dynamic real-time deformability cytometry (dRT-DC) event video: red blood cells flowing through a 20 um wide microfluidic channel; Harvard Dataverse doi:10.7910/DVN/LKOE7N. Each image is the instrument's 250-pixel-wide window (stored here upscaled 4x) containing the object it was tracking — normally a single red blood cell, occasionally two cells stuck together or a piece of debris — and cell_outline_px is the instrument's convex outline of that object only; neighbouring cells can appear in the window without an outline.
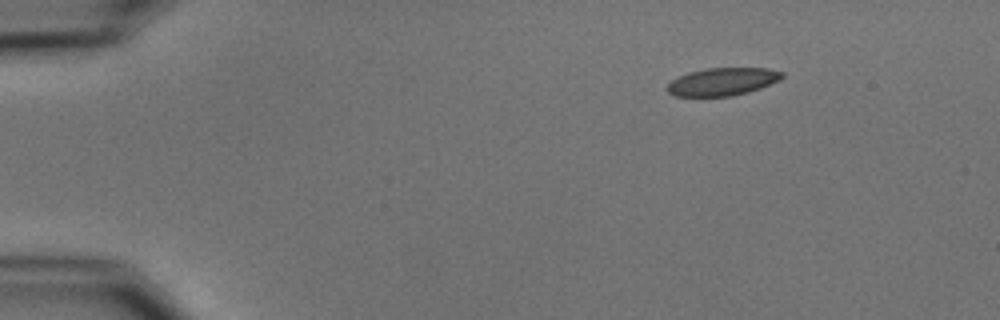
{"species": "common noctule bat (a hibernating species)", "species_latin": "Nyctalus noctula", "temperature_condition": "cold", "stored_images_in_passage": 4, "camera_frame_rate_fps": 3000, "um_per_image_px": 0.085, "animal": {"sex": "male", "body_mass_g": 15.6}, "frame": {"image": 1, "passage_image": 1, "time_ms": 0.0, "image_size_px": [1000, 320], "cell_outline_px": [[784, 76], [780, 80], [760, 88], [748, 92], [732, 96], [676, 96], [668, 92], [668, 84], [676, 76], [688, 72], [704, 68], [768, 68], [784, 72]], "centroid_in_image_um": [61.42, 6.93], "position_along_channel_um": 23.6, "area_um2": 18.67}}